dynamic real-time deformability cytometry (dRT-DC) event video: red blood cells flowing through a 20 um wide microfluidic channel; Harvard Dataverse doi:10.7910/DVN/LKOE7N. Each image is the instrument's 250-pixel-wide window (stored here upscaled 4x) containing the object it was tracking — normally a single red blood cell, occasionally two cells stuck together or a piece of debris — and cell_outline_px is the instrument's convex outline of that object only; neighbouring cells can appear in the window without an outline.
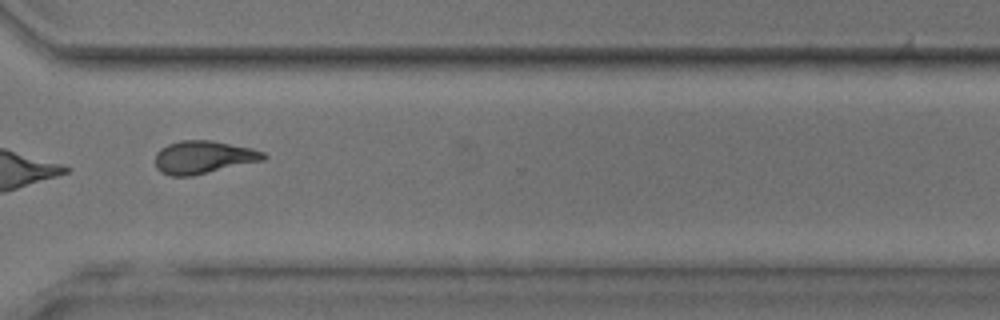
{"species": "common noctule bat (a hibernating species)", "species_latin": "Nyctalus noctula", "temperature_condition": "room temperature", "stored_images_in_passage": 13, "camera_frame_rate_fps": 3000, "um_per_image_px": 0.085, "animal": {"sex": "male", "body_mass_g": 17.9, "forearm_length_mm": 54.2}, "frame": {"image": 1, "passage_image": 10, "time_ms": 3.0, "image_size_px": [1000, 320], "cell_outline_px": [[268, 156], [264, 160], [192, 176], [168, 176], [160, 172], [156, 168], [156, 152], [160, 148], [168, 144], [180, 140], [212, 140], [252, 148], [264, 152]], "centroid_in_image_um": [17.28, 13.36], "position_along_channel_um": 353.3, "area_um2": 20.92}}